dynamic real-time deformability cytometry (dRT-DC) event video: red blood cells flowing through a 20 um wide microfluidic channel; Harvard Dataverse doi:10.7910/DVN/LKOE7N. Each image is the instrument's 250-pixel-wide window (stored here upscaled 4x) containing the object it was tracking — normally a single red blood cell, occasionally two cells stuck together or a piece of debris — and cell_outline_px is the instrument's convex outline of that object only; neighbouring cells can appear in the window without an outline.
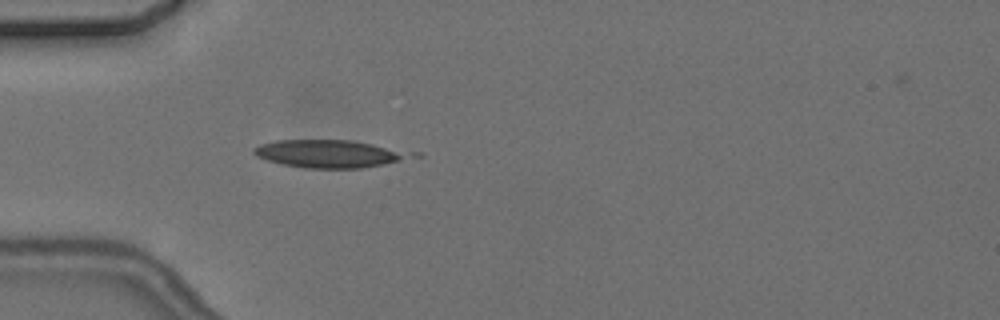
{"species": "common noctule bat (a hibernating species)", "species_latin": "Nyctalus noctula", "temperature_condition": "cold", "stored_images_in_passage": 4, "camera_frame_rate_fps": 3000, "um_per_image_px": 0.085, "animal": {"sex": "female", "body_mass_g": 24.6, "forearm_length_mm": 56.2}, "frame": {"image": 1, "passage_image": 4, "time_ms": 4.333, "image_size_px": [1000, 320], "cell_outline_px": [[424, 156], [364, 168], [304, 168], [284, 164], [268, 160], [256, 156], [252, 152], [252, 148], [260, 144], [276, 140], [352, 140], [424, 152]], "centroid_in_image_um": [28.2, 13.06], "position_along_channel_um": 56.8, "area_um2": 26.24}}